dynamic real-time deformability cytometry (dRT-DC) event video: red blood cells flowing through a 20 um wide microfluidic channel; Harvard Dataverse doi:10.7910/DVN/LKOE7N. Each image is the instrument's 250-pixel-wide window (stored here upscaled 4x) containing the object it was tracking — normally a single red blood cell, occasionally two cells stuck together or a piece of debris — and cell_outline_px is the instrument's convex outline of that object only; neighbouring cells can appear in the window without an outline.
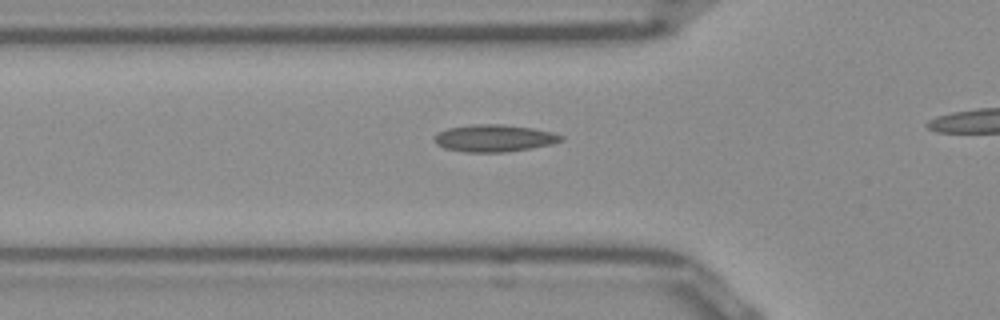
{"species": "Egyptian fruit bat (a non-hibernating species)", "species_latin": "Rousettus aegyptiacus", "temperature_condition": "room temperature", "stored_images_in_passage": 26, "camera_frame_rate_fps": 3000, "um_per_image_px": 0.085, "frame": {"image": 1, "passage_image": 2, "time_ms": 0.333, "image_size_px": [1000, 320], "cell_outline_px": [[564, 140], [552, 144], [504, 152], [464, 152], [444, 148], [436, 144], [432, 140], [440, 132], [448, 128], [472, 124], [500, 124], [532, 128], [552, 132], [564, 136]], "centroid_in_image_um": [42.0, 11.74], "position_along_channel_um": 83.8, "area_um2": 19.94}}
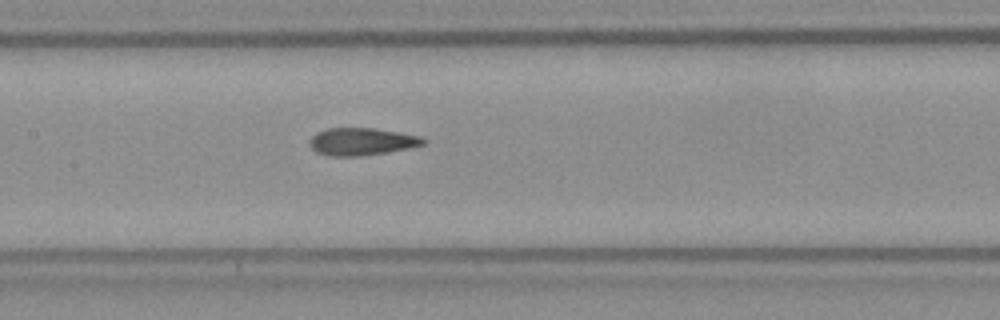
{"frame": {"image": 2, "passage_image": 9, "time_ms": 2.667, "image_size_px": [1000, 320], "cell_outline_px": [[424, 144], [408, 148], [384, 152], [356, 156], [332, 156], [316, 152], [308, 144], [308, 140], [316, 132], [328, 128], [376, 128], [420, 136], [424, 140]], "centroid_in_image_um": [30.68, 12.02], "position_along_channel_um": 176.7, "area_um2": 17.98}}
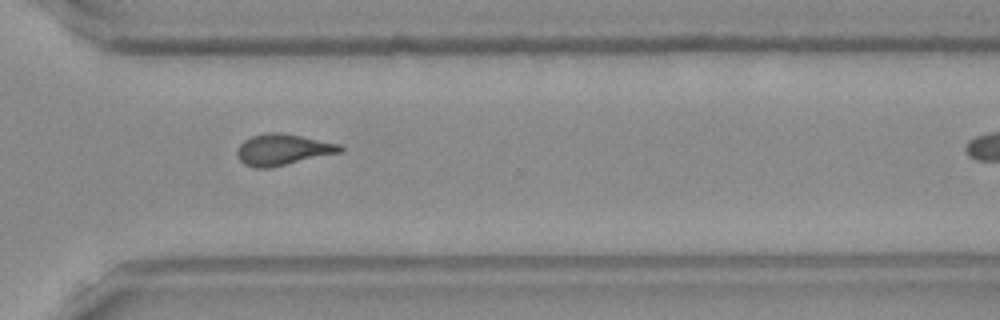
{"frame": {"image": 3, "passage_image": 22, "time_ms": 7.0, "image_size_px": [1000, 320], "cell_outline_px": [[344, 148], [340, 152], [272, 168], [252, 168], [244, 164], [240, 160], [236, 152], [240, 144], [244, 140], [252, 136], [268, 132], [280, 132], [340, 144]], "centroid_in_image_um": [24.0, 12.73], "position_along_channel_um": 346.6, "area_um2": 18.67}}